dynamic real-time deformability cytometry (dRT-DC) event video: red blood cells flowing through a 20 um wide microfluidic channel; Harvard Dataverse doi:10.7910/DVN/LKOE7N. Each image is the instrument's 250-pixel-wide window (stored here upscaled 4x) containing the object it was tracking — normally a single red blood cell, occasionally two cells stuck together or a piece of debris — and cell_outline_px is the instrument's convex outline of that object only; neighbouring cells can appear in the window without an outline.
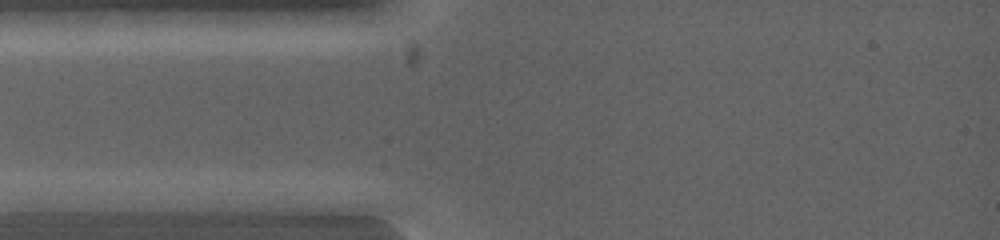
{"species": "common noctule bat (a hibernating species)", "species_latin": "Nyctalus noctula", "temperature_condition": "warm", "stored_images_in_passage": 3, "camera_frame_rate_fps": 5000, "um_per_image_px": 0.085, "animal": {"sex": "female", "body_mass_g": 19.0, "forearm_length_mm": 53.3}, "frame": {"image": 1, "passage_image": 1, "time_ms": 0.0, "image_size_px": [1000, 240], "cell_outline_px": [[124, 200], [112, 212], [20, 212], [12, 200], [24, 192], [76, 192]], "centroid_in_image_um": [5.49, 17.22], "position_along_channel_um": 79.5, "area_um2": 13.58}}